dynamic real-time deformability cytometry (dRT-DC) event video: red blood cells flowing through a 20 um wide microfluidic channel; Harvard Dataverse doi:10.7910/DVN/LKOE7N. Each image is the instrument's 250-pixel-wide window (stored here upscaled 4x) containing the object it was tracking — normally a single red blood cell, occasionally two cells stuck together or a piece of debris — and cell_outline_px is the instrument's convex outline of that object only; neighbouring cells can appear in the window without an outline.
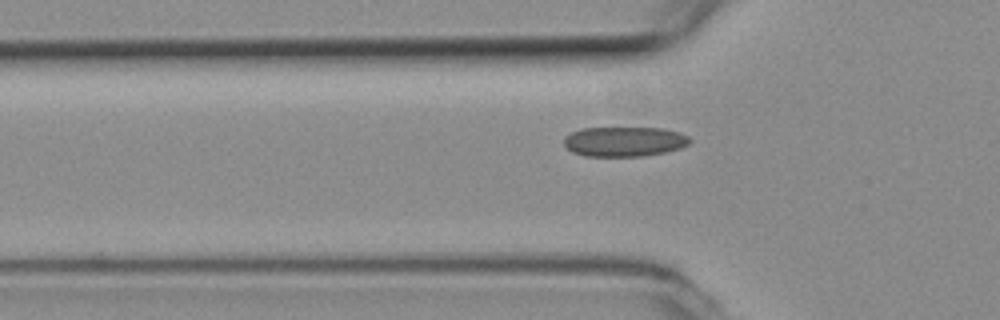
{"species": "common noctule bat (a hibernating species)", "species_latin": "Nyctalus noctula", "temperature_condition": "room temperature", "stored_images_in_passage": 32, "camera_frame_rate_fps": 3000, "um_per_image_px": 0.085, "animal": {"sex": "female", "body_mass_g": 19.3, "forearm_length_mm": 54.1}, "frame": {"image": 1, "passage_image": 4, "time_ms": 1.0, "image_size_px": [1000, 320], "cell_outline_px": [[692, 140], [688, 144], [680, 148], [664, 152], [644, 156], [584, 156], [572, 152], [564, 144], [564, 136], [580, 128], [664, 128], [680, 132], [688, 136]], "centroid_in_image_um": [53.07, 12.03], "position_along_channel_um": 72.7, "area_um2": 21.96}}
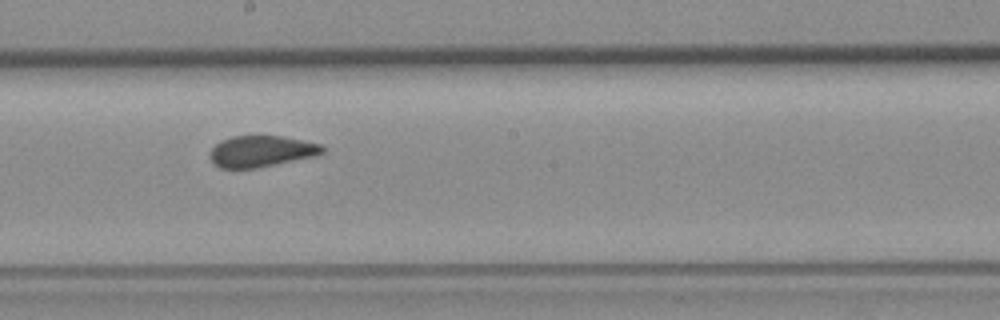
{"frame": {"image": 2, "passage_image": 16, "time_ms": 5.0, "image_size_px": [1000, 320], "cell_outline_px": [[324, 152], [316, 156], [256, 168], [220, 168], [208, 156], [212, 148], [220, 140], [232, 136], [280, 136], [320, 144], [324, 148]], "centroid_in_image_um": [22.19, 12.86], "position_along_channel_um": 226.0, "area_um2": 20.35}}
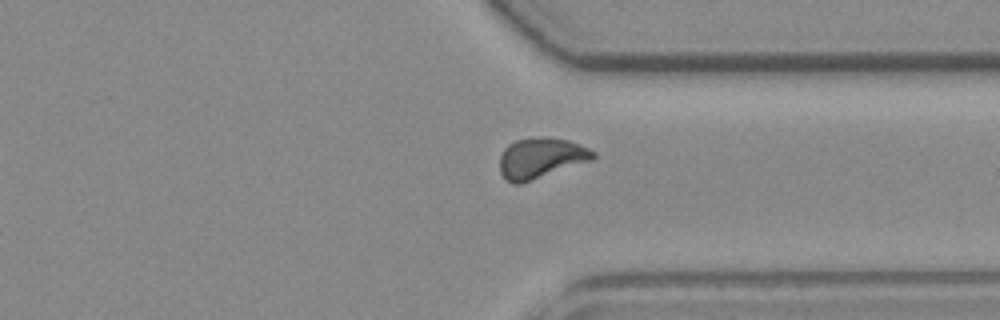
{"frame": {"image": 3, "passage_image": 27, "time_ms": 8.667, "image_size_px": [1000, 320], "cell_outline_px": [[596, 156], [592, 160], [520, 184], [512, 184], [504, 180], [500, 172], [500, 156], [504, 148], [508, 144], [516, 140], [528, 136], [548, 136], [568, 140], [580, 144], [596, 152]], "centroid_in_image_um": [45.95, 13.41], "position_along_channel_um": 365.5, "area_um2": 22.48}, "authors_computed_cell_mechanics": {"area_um2": 21.5016, "velocity_mm_per_s": 3.8151, "shape_relaxation_time_tau1_ms": null, "shape_relaxation_time_tau2_ms": 0.7348, "deformation_change_tau1": null, "deformation_change_tau2": 0.0531}}